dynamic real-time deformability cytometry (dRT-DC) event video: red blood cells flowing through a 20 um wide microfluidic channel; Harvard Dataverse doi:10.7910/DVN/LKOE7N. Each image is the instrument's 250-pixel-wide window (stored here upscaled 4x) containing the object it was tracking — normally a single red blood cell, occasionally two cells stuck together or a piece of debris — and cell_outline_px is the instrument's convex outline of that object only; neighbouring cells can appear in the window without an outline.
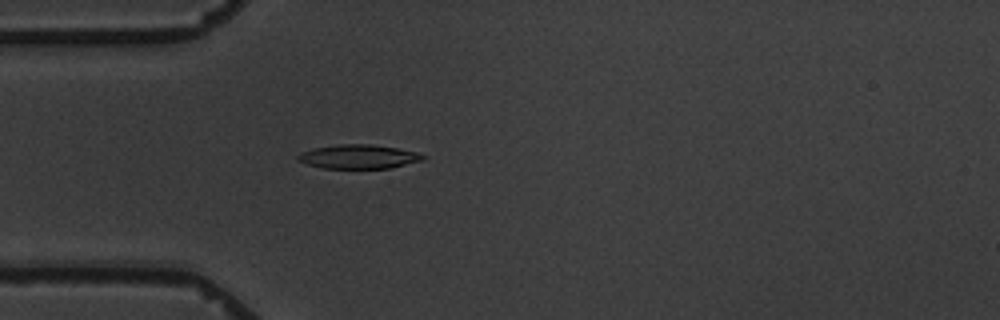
{"species": "common noctule bat (a hibernating species)", "species_latin": "Nyctalus noctula", "temperature_condition": "warm", "stored_images_in_passage": 4, "camera_frame_rate_fps": 3000, "um_per_image_px": 0.085, "animal": {"sex": "male", "body_mass_g": 19.5, "forearm_length_mm": 54.6}, "frame": {"image": 1, "passage_image": 4, "time_ms": 3.667, "image_size_px": [1000, 320], "cell_outline_px": [[424, 160], [388, 168], [324, 168], [308, 164], [296, 160], [296, 156], [300, 152], [312, 148], [336, 144], [372, 144], [396, 148], [416, 152], [424, 156]], "centroid_in_image_um": [30.42, 13.3], "position_along_channel_um": 54.6, "area_um2": 17.46}}